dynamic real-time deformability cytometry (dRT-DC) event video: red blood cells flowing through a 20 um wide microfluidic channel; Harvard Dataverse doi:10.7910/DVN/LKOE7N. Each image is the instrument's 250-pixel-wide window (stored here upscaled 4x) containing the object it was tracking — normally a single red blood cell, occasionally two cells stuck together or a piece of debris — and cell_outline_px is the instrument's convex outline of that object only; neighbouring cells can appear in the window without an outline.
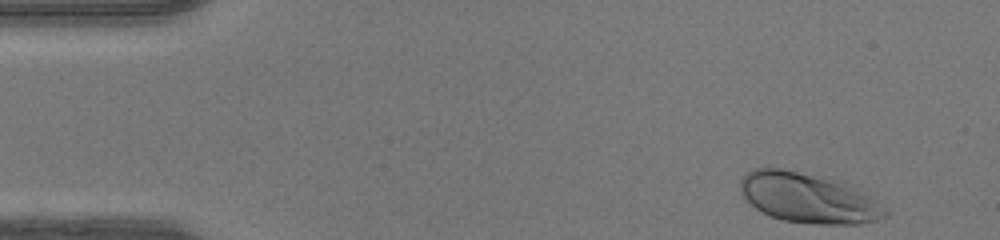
{"species": "human", "species_latin": "Homo sapiens", "temperature_condition": "warm", "stored_images_in_passage": 44, "camera_frame_rate_fps": 3000, "um_per_image_px": 0.085, "donor": {"sex": "female"}, "frame": {"image": 1, "passage_image": 1, "time_ms": 0.0, "image_size_px": [1000, 240], "cell_outline_px": [[888, 216], [876, 220], [860, 224], [812, 224], [784, 220], [772, 216], [756, 208], [740, 192], [740, 180], [748, 172], [756, 168], [784, 168], [852, 184], [888, 208]], "centroid_in_image_um": [68.76, 16.83], "position_along_channel_um": 16.2, "area_um2": 42.25}}
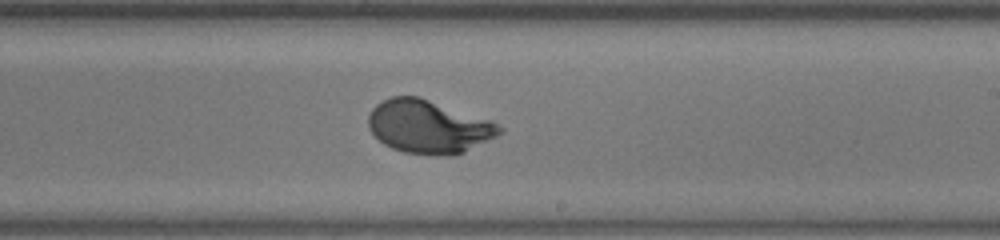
{"frame": {"image": 2, "passage_image": 25, "time_ms": 8.0, "image_size_px": [1000, 240], "cell_outline_px": [[504, 132], [464, 152], [452, 156], [436, 156], [404, 152], [392, 148], [384, 144], [368, 128], [368, 116], [372, 108], [376, 104], [392, 96], [420, 96], [492, 120], [504, 128]], "centroid_in_image_um": [36.45, 10.76], "position_along_channel_um": 252.6, "area_um2": 40.98}}
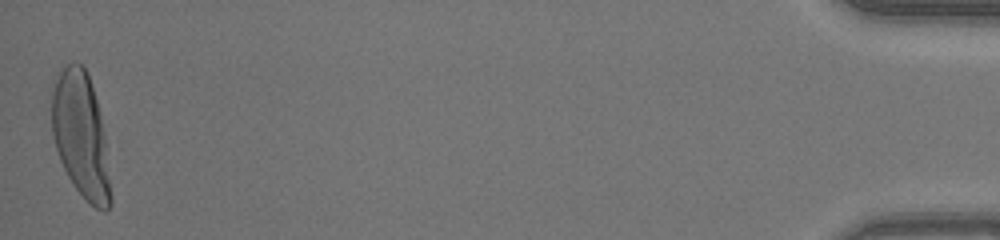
{"frame": {"image": 3, "passage_image": 44, "time_ms": 14.333, "image_size_px": [1000, 240], "cell_outline_px": [[112, 204], [104, 212], [96, 208], [72, 184], [60, 160], [56, 148], [52, 132], [52, 92], [56, 80], [60, 72], [68, 64], [80, 64], [84, 68], [88, 76], [100, 112], [104, 132], [112, 196]], "centroid_in_image_um": [6.89, 11.55], "position_along_channel_um": 428.3, "area_um2": 42.25}, "authors_computed_cell_mechanics": {"area_um2": 39.6508, "velocity_mm_per_s": 4.3483, "shape_relaxation_time_tau1_ms": 2.797, "shape_relaxation_time_tau2_ms": null, "deformation_change_tau1": 0.2322, "deformation_change_tau2": null}}